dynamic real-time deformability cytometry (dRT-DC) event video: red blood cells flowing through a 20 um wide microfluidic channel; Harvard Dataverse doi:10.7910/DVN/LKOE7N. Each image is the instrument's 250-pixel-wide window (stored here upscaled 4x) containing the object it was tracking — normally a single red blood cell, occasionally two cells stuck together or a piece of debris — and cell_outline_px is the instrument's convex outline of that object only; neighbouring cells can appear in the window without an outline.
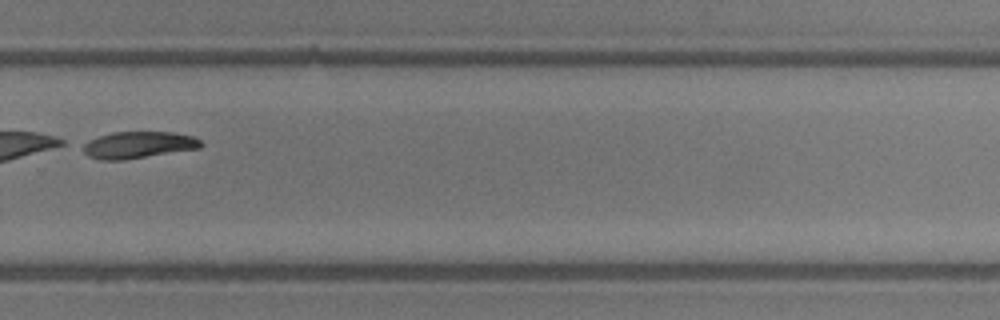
{"species": "common noctule bat (a hibernating species)", "species_latin": "Nyctalus noctula", "temperature_condition": "room temperature", "stored_images_in_passage": 35, "segment_of_instrument_passage": [2, 2], "camera_frame_rate_fps": 3000, "um_per_image_px": 0.085, "animal": {"sex": "male", "body_mass_g": 13.3}, "frame": {"image": 1, "passage_image": 23, "time_ms": 7.333, "image_size_px": [1000, 320], "cell_outline_px": [[204, 144], [200, 148], [124, 160], [100, 160], [88, 156], [84, 152], [80, 144], [88, 140], [112, 132], [172, 132], [192, 136], [200, 140]], "centroid_in_image_um": [11.72, 12.32], "position_along_channel_um": 318.1, "area_um2": 18.5}}